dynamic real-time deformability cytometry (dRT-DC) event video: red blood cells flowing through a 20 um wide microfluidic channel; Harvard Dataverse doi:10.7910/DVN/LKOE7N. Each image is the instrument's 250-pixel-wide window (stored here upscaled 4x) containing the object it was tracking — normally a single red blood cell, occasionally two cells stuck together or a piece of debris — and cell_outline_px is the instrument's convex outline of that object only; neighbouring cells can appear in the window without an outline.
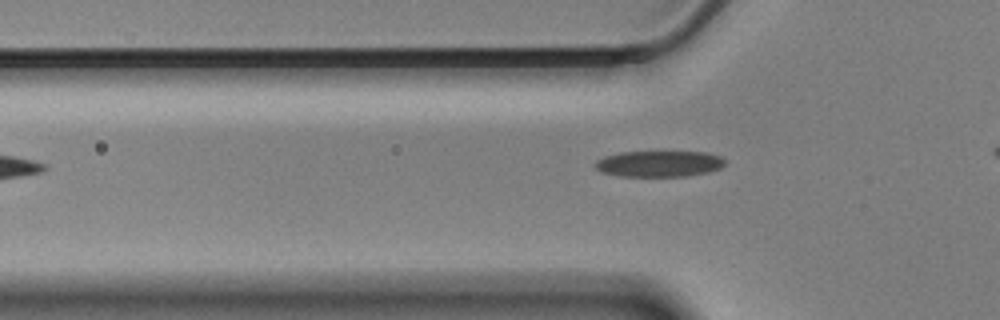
{"species": "Egyptian fruit bat (a non-hibernating species)", "species_latin": "Rousettus aegyptiacus", "temperature_condition": "cold", "stored_images_in_passage": 32, "camera_frame_rate_fps": 3000, "um_per_image_px": 0.085, "animal": {"sex": "male"}, "frame": {"image": 1, "passage_image": 3, "time_ms": 0.667, "image_size_px": [1000, 320], "cell_outline_px": [[724, 164], [720, 168], [708, 172], [684, 176], [620, 176], [600, 172], [592, 164], [596, 160], [604, 156], [620, 152], [708, 152], [720, 156], [724, 160]], "centroid_in_image_um": [55.97, 13.91], "position_along_channel_um": 69.8, "area_um2": 19.77}}
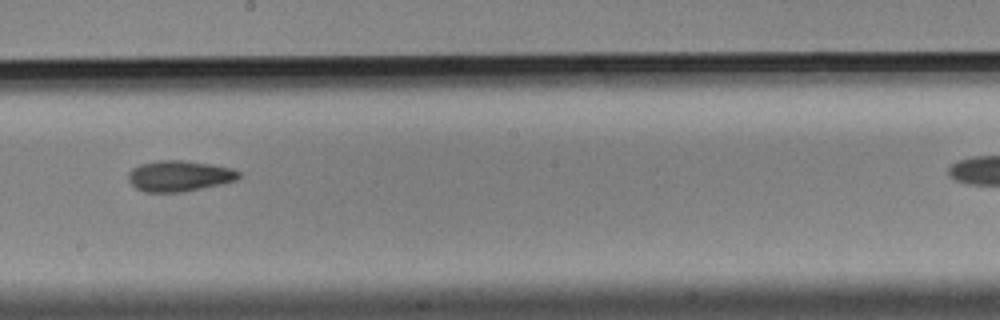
{"frame": {"image": 2, "passage_image": 17, "time_ms": 5.333, "image_size_px": [1000, 320], "cell_outline_px": [[240, 176], [236, 180], [220, 184], [184, 192], [144, 192], [136, 188], [128, 180], [128, 172], [132, 168], [140, 164], [156, 160], [184, 160], [232, 168], [240, 172]], "centroid_in_image_um": [15.2, 14.95], "position_along_channel_um": 233.0, "area_um2": 19.88}}
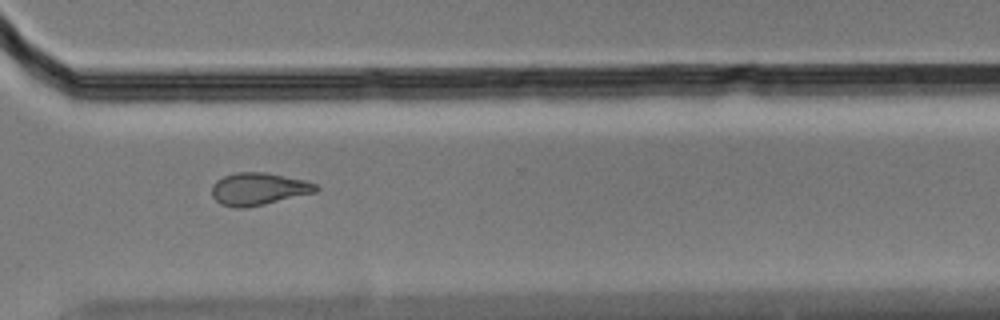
{"frame": {"image": 3, "passage_image": 27, "time_ms": 8.667, "image_size_px": [1000, 320], "cell_outline_px": [[320, 188], [316, 192], [264, 204], [244, 208], [236, 208], [220, 204], [212, 196], [212, 184], [216, 180], [224, 176], [236, 172], [264, 172], [304, 180], [316, 184]], "centroid_in_image_um": [21.95, 16.06], "position_along_channel_um": 348.6, "area_um2": 19.59}}